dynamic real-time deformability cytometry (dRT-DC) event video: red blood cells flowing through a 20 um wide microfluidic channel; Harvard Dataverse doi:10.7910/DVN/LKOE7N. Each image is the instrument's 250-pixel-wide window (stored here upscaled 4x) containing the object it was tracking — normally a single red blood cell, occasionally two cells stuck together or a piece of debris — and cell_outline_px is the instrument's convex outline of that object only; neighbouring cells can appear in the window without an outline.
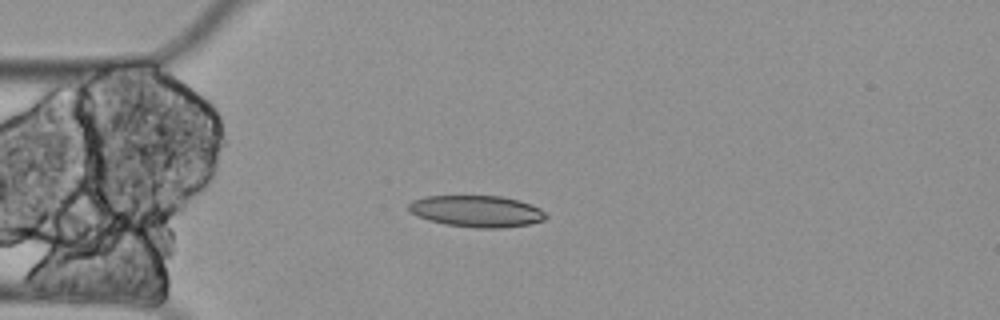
{"species": "Egyptian fruit bat (a non-hibernating species)", "species_latin": "Rousettus aegyptiacus", "temperature_condition": "cold", "stored_images_in_passage": 7, "camera_frame_rate_fps": 3000, "um_per_image_px": 0.085, "animal": {"sex": "female"}, "frame": {"image": 1, "passage_image": 5, "time_ms": 1.333, "image_size_px": [1000, 320], "cell_outline_px": [[548, 216], [544, 220], [528, 224], [504, 228], [476, 228], [444, 224], [428, 220], [412, 212], [408, 208], [408, 204], [412, 200], [428, 196], [500, 196], [516, 200], [540, 208]], "centroid_in_image_um": [40.52, 17.96], "position_along_channel_um": 44.5, "area_um2": 25.03}}
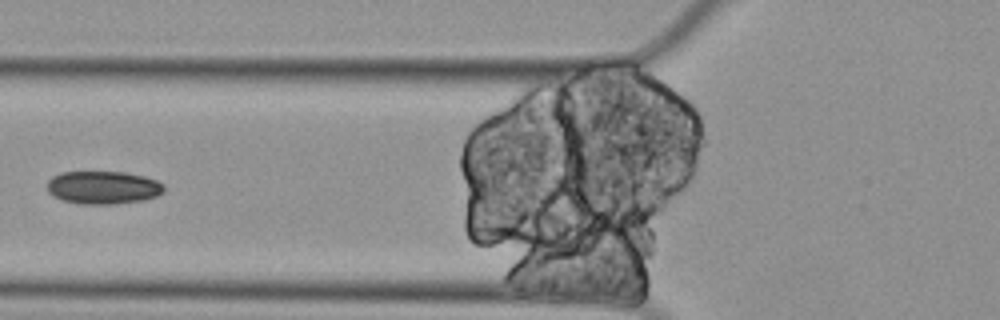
{"frame": {"image": 2, "passage_image": 7, "time_ms": 2.0, "image_size_px": [1000, 320], "cell_outline_px": [[164, 192], [156, 196], [140, 200], [112, 204], [80, 204], [64, 200], [52, 196], [48, 192], [48, 180], [52, 176], [60, 172], [124, 172], [144, 176], [156, 180], [164, 184]], "centroid_in_image_um": [8.75, 15.93], "position_along_channel_um": 117.1, "area_um2": 22.43}}